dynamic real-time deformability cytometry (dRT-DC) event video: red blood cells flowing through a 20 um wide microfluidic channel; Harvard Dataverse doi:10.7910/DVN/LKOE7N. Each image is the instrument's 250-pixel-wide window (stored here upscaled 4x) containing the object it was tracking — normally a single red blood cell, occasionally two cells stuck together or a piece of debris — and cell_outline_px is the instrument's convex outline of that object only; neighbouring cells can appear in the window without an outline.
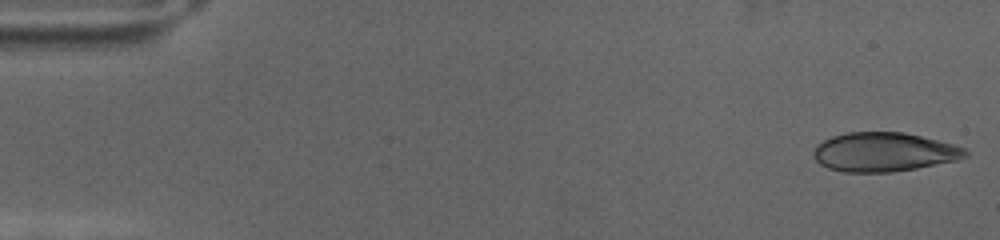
{"species": "human", "species_latin": "Homo sapiens", "temperature_condition": "cold", "stored_images_in_passage": 70, "camera_frame_rate_fps": 3000, "um_per_image_px": 0.085, "donor": {"sex": "female"}, "frame": {"image": 1, "passage_image": 1, "time_ms": 0.0, "image_size_px": [1000, 240], "cell_outline_px": [[968, 156], [956, 160], [916, 168], [892, 172], [844, 172], [828, 168], [820, 164], [812, 156], [812, 152], [816, 144], [832, 136], [848, 132], [904, 132], [952, 144], [964, 148], [968, 152]], "centroid_in_image_um": [75.09, 12.92], "position_along_channel_um": 9.9, "area_um2": 34.51}}
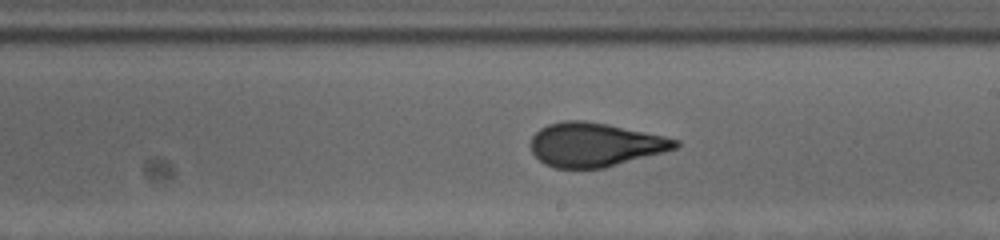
{"frame": {"image": 2, "passage_image": 40, "time_ms": 13.0, "image_size_px": [1000, 240], "cell_outline_px": [[680, 144], [676, 148], [664, 152], [604, 168], [556, 168], [544, 164], [532, 152], [532, 136], [540, 128], [548, 124], [564, 120], [584, 120], [608, 124], [664, 136], [680, 140]], "centroid_in_image_um": [50.58, 12.29], "position_along_channel_um": 238.4, "area_um2": 36.88}}
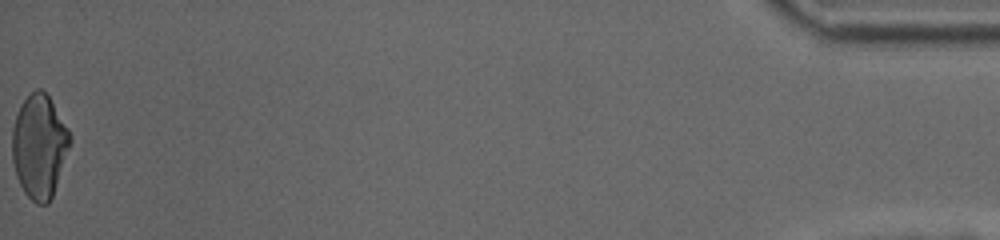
{"frame": {"image": 3, "passage_image": 70, "time_ms": 23.0, "image_size_px": [1000, 240], "cell_outline_px": [[72, 140], [52, 196], [48, 204], [36, 204], [24, 192], [16, 176], [12, 160], [12, 128], [20, 104], [36, 88], [40, 88], [48, 96], [68, 128], [72, 136]], "centroid_in_image_um": [3.33, 12.44], "position_along_channel_um": 431.9, "area_um2": 34.74}}